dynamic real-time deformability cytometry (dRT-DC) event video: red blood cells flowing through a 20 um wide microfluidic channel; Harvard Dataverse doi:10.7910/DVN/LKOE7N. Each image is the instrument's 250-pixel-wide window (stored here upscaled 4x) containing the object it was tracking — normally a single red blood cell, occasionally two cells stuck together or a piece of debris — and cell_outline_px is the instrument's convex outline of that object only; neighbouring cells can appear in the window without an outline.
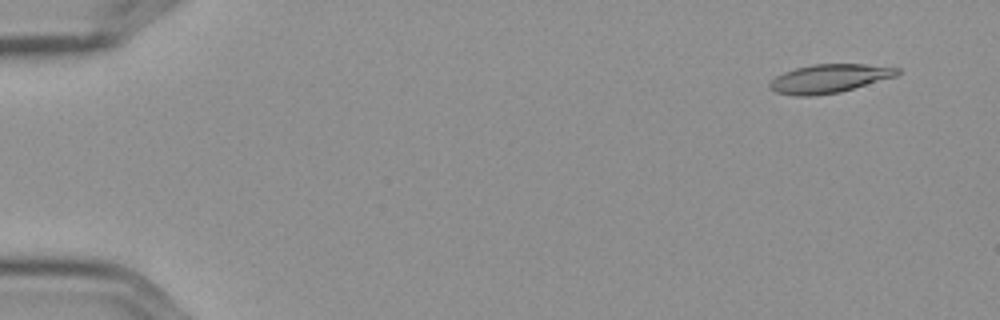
{"species": "Egyptian fruit bat (a non-hibernating species)", "species_latin": "Rousettus aegyptiacus", "temperature_condition": "cold", "stored_images_in_passage": 6, "camera_frame_rate_fps": 3000, "um_per_image_px": 0.085, "frame": {"image": 1, "passage_image": 2, "time_ms": 0.333, "image_size_px": [1000, 320], "cell_outline_px": [[900, 72], [896, 76], [840, 92], [812, 96], [796, 96], [776, 92], [768, 88], [768, 84], [776, 76], [784, 72], [796, 68], [812, 64], [864, 64], [900, 68]], "centroid_in_image_um": [70.46, 6.68], "position_along_channel_um": 14.5, "area_um2": 21.21}}
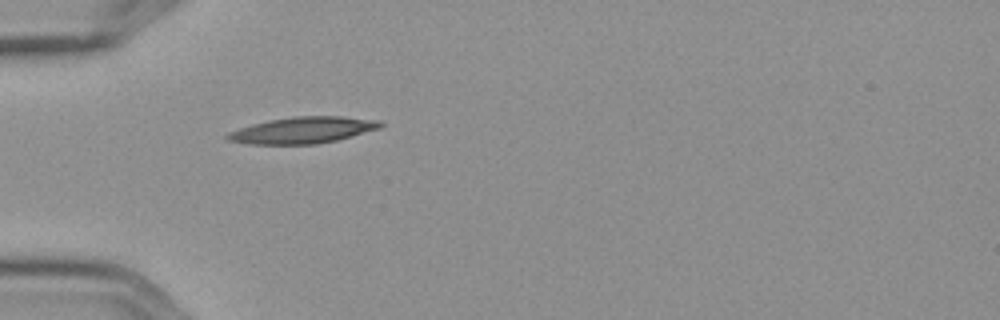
{"frame": {"image": 2, "passage_image": 6, "time_ms": 1.667, "image_size_px": [1000, 320], "cell_outline_px": [[384, 124], [380, 128], [336, 140], [316, 144], [248, 144], [228, 140], [224, 136], [228, 132], [252, 124], [268, 120], [292, 116], [340, 116], [380, 120]], "centroid_in_image_um": [25.72, 11.06], "position_along_channel_um": 59.3, "area_um2": 23.52}}